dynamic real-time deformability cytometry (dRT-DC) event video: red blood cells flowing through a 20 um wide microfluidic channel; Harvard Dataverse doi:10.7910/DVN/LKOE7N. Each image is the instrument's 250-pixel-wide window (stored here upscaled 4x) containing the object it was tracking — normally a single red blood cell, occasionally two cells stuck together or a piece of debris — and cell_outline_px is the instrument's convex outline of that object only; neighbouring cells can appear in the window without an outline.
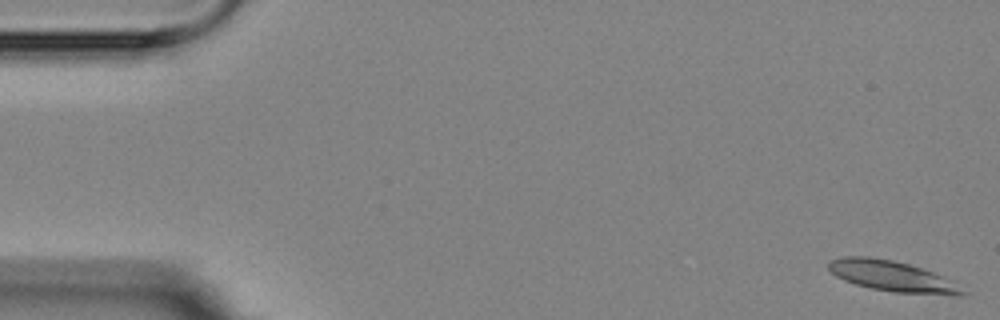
{"species": "Egyptian fruit bat (a non-hibernating species)", "species_latin": "Rousettus aegyptiacus", "temperature_condition": "room temperature", "stored_images_in_passage": 5, "camera_frame_rate_fps": 3000, "um_per_image_px": 0.085, "animal": {"sex": "female"}, "frame": {"image": 1, "passage_image": 1, "time_ms": 0.0, "image_size_px": [1000, 320], "cell_outline_px": [[968, 292], [964, 296], [956, 296], [892, 292], [872, 288], [856, 284], [844, 280], [836, 276], [828, 268], [828, 260], [844, 256], [868, 256], [892, 260], [908, 264], [956, 280]], "centroid_in_image_um": [75.94, 23.49], "position_along_channel_um": 9.1, "area_um2": 24.39}}